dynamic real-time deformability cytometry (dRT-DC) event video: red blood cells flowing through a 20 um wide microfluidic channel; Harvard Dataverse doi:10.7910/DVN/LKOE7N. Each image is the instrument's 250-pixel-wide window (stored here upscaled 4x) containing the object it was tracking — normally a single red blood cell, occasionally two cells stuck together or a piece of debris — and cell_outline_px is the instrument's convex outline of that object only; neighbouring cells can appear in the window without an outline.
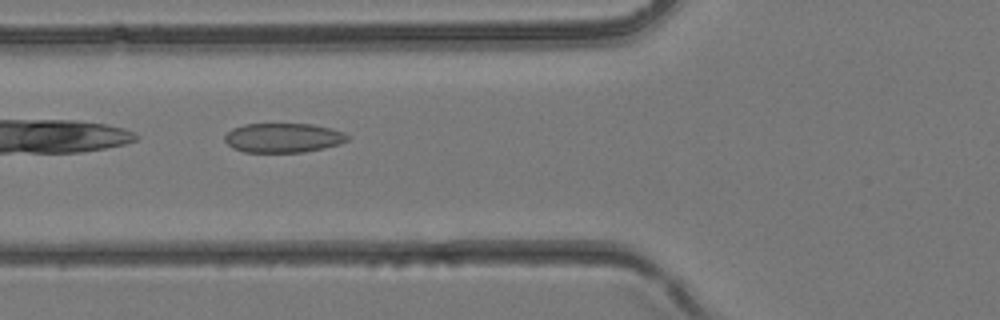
{"species": "common noctule bat (a hibernating species)", "species_latin": "Nyctalus noctula", "temperature_condition": "room temperature", "stored_images_in_passage": 2, "camera_frame_rate_fps": 3000, "um_per_image_px": 0.085, "animal": {"sex": "female", "body_mass_g": 24.6, "forearm_length_mm": 56.2}, "frame": {"image": 1, "passage_image": 2, "time_ms": 0.333, "image_size_px": [1000, 320], "cell_outline_px": [[348, 140], [340, 144], [324, 148], [304, 152], [244, 152], [232, 148], [224, 140], [224, 136], [232, 128], [244, 124], [312, 124], [332, 128], [344, 132], [348, 136]], "centroid_in_image_um": [24.07, 11.71], "position_along_channel_um": 101.7, "area_um2": 21.15}}